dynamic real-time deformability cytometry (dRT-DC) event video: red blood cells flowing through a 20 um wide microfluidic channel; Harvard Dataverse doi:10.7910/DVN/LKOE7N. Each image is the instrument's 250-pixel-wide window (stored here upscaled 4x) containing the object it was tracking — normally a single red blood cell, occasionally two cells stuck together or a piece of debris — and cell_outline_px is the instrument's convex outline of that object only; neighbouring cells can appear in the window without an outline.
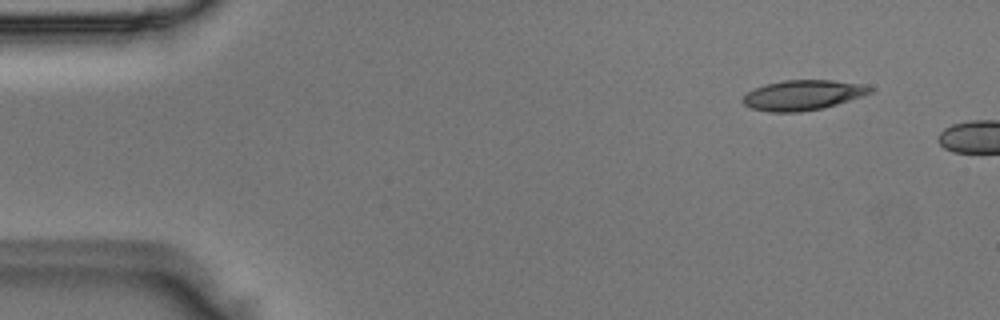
{"species": "Egyptian fruit bat (a non-hibernating species)", "species_latin": "Rousettus aegyptiacus", "temperature_condition": "room temperature", "stored_images_in_passage": 2, "camera_frame_rate_fps": 3000, "um_per_image_px": 0.085, "animal": {"sex": "male"}, "frame": {"image": 1, "passage_image": 2, "time_ms": 0.333, "image_size_px": [1000, 320], "cell_outline_px": [[872, 92], [836, 104], [820, 108], [800, 112], [768, 112], [748, 108], [740, 100], [752, 88], [764, 84], [784, 80], [832, 80], [864, 84], [872, 88]], "centroid_in_image_um": [68.16, 8.08], "position_along_channel_um": 16.8, "area_um2": 22.31}}